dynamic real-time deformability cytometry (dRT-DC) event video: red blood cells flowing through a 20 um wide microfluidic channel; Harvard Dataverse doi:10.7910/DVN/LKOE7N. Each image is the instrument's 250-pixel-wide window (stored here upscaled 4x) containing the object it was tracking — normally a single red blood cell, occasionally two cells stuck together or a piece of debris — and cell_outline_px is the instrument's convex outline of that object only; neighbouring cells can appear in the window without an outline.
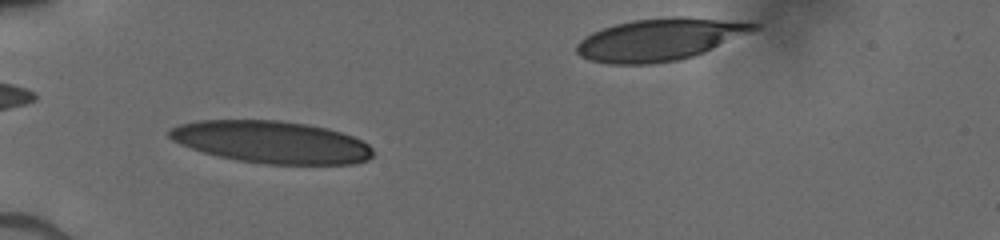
{"species": "human", "species_latin": "Homo sapiens", "temperature_condition": "cold", "stored_images_in_passage": 9, "camera_frame_rate_fps": 3000, "um_per_image_px": 0.085, "donor": {"sex": "male"}, "frame": {"image": 1, "passage_image": 6, "time_ms": 3.333, "image_size_px": [1000, 240], "cell_outline_px": [[372, 156], [368, 160], [352, 164], [268, 164], [236, 160], [216, 156], [180, 144], [172, 140], [168, 136], [168, 132], [172, 128], [180, 124], [200, 120], [280, 120], [308, 124], [328, 128], [352, 136], [368, 144], [372, 148]], "centroid_in_image_um": [23.08, 12.07], "position_along_channel_um": 61.9, "area_um2": 50.11}}
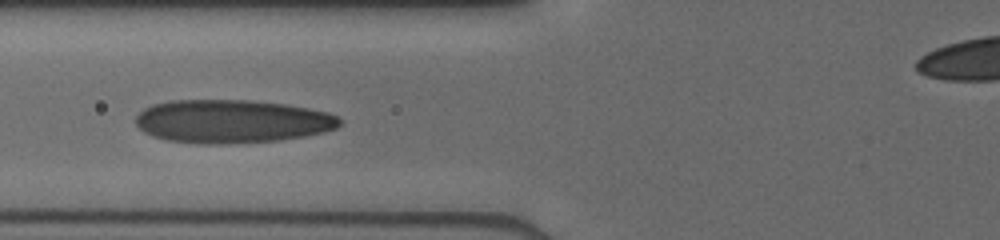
{"frame": {"image": 2, "passage_image": 8, "time_ms": 4.667, "image_size_px": [1000, 240], "cell_outline_px": [[340, 124], [336, 128], [324, 132], [304, 136], [280, 140], [224, 144], [200, 144], [164, 140], [152, 136], [144, 132], [136, 124], [136, 116], [144, 108], [152, 104], [172, 100], [248, 100], [284, 104], [308, 108], [328, 112], [336, 116], [340, 120]], "centroid_in_image_um": [19.68, 10.32], "position_along_channel_um": 106.1, "area_um2": 51.62}}